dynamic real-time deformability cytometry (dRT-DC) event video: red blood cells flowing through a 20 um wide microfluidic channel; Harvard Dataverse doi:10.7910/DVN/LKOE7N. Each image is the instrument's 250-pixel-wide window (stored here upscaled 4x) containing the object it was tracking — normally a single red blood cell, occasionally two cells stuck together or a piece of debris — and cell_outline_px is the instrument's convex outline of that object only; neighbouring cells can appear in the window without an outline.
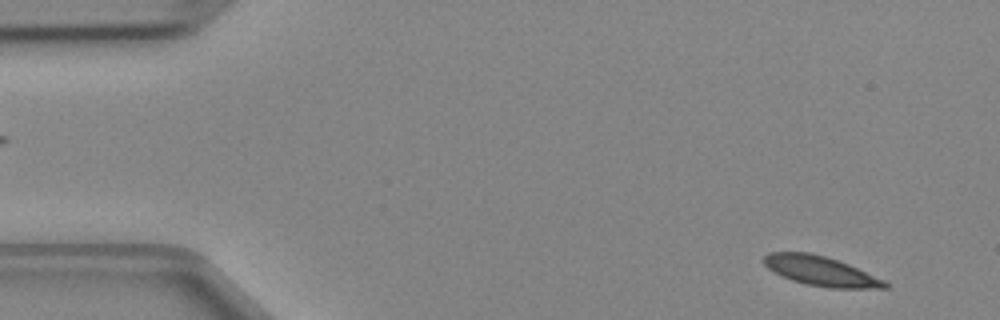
{"species": "Egyptian fruit bat (a non-hibernating species)", "species_latin": "Rousettus aegyptiacus", "temperature_condition": "cold", "stored_images_in_passage": 47, "camera_frame_rate_fps": 3000, "um_per_image_px": 0.085, "animal": {"sex": "female"}, "frame": {"image": 1, "passage_image": 3, "time_ms": 0.667, "image_size_px": [1000, 320], "cell_outline_px": [[888, 288], [828, 288], [804, 284], [792, 280], [768, 268], [764, 264], [764, 256], [768, 252], [808, 252], [824, 256], [848, 264], [884, 280], [888, 284]], "centroid_in_image_um": [69.75, 23.04], "position_along_channel_um": 15.2, "area_um2": 20.58}}
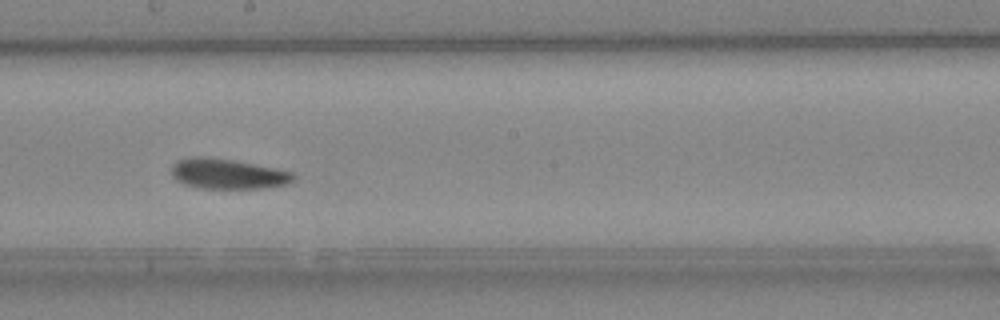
{"frame": {"image": 2, "passage_image": 26, "time_ms": 8.333, "image_size_px": [1000, 320], "cell_outline_px": [[296, 176], [288, 184], [264, 188], [200, 188], [184, 184], [176, 180], [172, 176], [172, 164], [176, 160], [188, 156], [204, 156], [232, 160], [292, 172]], "centroid_in_image_um": [19.29, 14.77], "position_along_channel_um": 228.9, "area_um2": 21.39}}
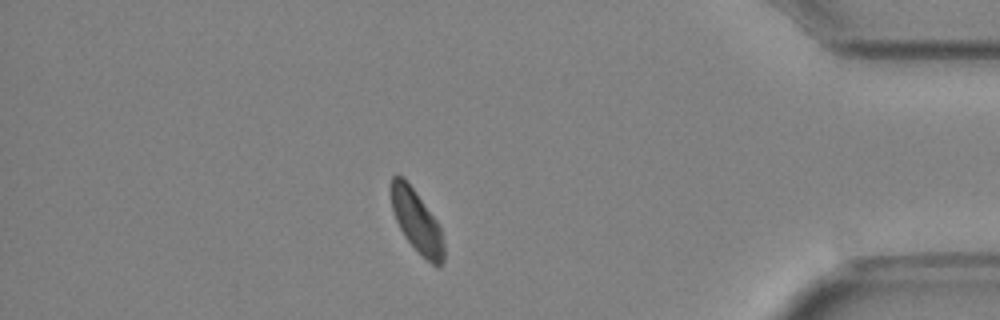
{"frame": {"image": 3, "passage_image": 41, "time_ms": 13.333, "image_size_px": [1000, 320], "cell_outline_px": [[444, 260], [440, 264], [432, 264], [404, 236], [396, 220], [392, 208], [392, 176], [396, 172], [404, 176], [436, 220], [440, 228], [444, 244]], "centroid_in_image_um": [35.41, 18.75], "position_along_channel_um": 399.8, "area_um2": 18.61}}